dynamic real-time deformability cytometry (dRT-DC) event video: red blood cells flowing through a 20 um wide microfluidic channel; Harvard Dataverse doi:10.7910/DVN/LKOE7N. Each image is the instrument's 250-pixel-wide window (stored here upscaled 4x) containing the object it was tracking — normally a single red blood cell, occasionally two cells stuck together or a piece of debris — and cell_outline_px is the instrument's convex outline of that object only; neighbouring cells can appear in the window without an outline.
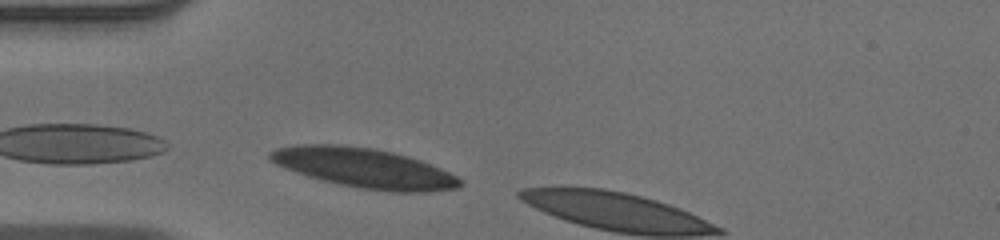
{"species": "human", "species_latin": "Homo sapiens", "temperature_condition": "warm", "stored_images_in_passage": 7, "camera_frame_rate_fps": 3000, "um_per_image_px": 0.085, "donor": {"sex": "male"}, "frame": {"image": 1, "passage_image": 2, "time_ms": 0.333, "image_size_px": [1000, 240], "cell_outline_px": [[464, 184], [456, 188], [424, 192], [392, 192], [360, 188], [320, 180], [284, 168], [268, 160], [268, 152], [276, 148], [296, 144], [340, 144], [376, 148], [408, 156], [420, 160], [440, 168], [464, 180]], "centroid_in_image_um": [30.93, 14.27], "position_along_channel_um": 54.1, "area_um2": 44.16}}
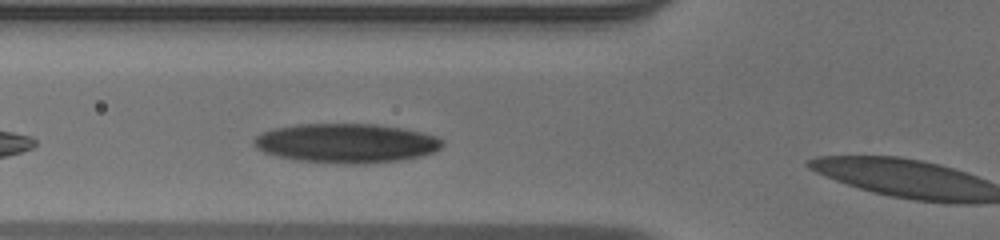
{"frame": {"image": 2, "passage_image": 6, "time_ms": 1.667, "image_size_px": [1000, 240], "cell_outline_px": [[444, 144], [440, 148], [432, 152], [420, 156], [400, 160], [368, 164], [344, 164], [296, 160], [264, 152], [256, 148], [252, 144], [252, 140], [260, 132], [272, 128], [296, 124], [380, 124], [420, 132], [436, 136], [444, 140]], "centroid_in_image_um": [29.4, 12.17], "position_along_channel_um": 96.4, "area_um2": 43.41}}